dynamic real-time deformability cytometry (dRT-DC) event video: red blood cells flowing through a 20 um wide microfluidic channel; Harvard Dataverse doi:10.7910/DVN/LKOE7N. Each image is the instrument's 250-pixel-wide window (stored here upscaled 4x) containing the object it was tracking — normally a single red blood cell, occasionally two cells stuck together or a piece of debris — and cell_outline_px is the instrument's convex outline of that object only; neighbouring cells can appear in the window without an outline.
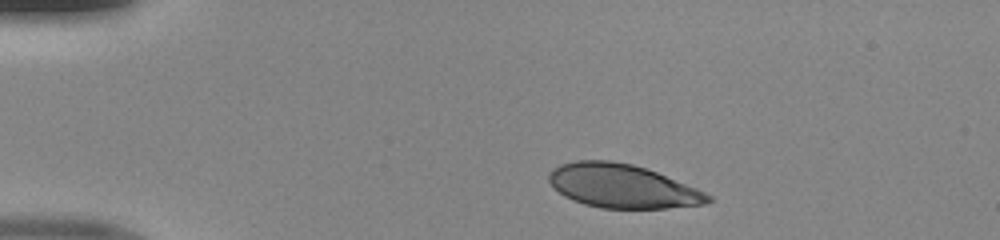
{"species": "human", "species_latin": "Homo sapiens", "temperature_condition": "room temperature", "stored_images_in_passage": 40, "camera_frame_rate_fps": 3000, "um_per_image_px": 0.085, "donor": {"sex": "male"}, "frame": {"image": 1, "passage_image": 1, "time_ms": 0.0, "image_size_px": [1000, 240], "cell_outline_px": [[712, 200], [704, 204], [668, 208], [600, 208], [584, 204], [572, 200], [564, 196], [552, 188], [548, 180], [548, 176], [552, 168], [560, 164], [576, 160], [612, 160], [632, 164], [656, 172], [696, 188], [712, 196]], "centroid_in_image_um": [52.84, 15.81], "position_along_channel_um": 32.2, "area_um2": 40.52}}
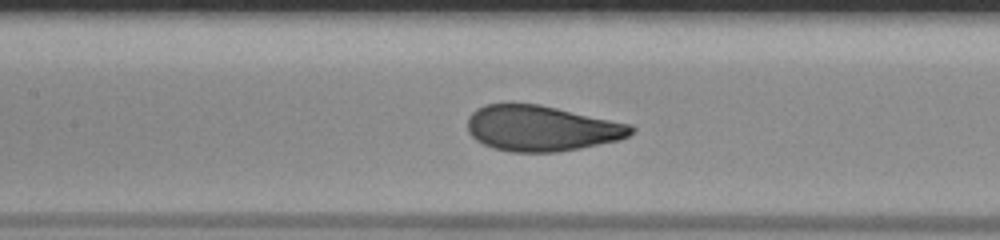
{"frame": {"image": 2, "passage_image": 15, "time_ms": 4.667, "image_size_px": [1000, 240], "cell_outline_px": [[636, 128], [628, 136], [620, 140], [580, 148], [556, 152], [512, 152], [492, 148], [476, 140], [468, 132], [468, 116], [476, 108], [484, 104], [540, 104], [632, 124]], "centroid_in_image_um": [46.03, 10.9], "position_along_channel_um": 161.4, "area_um2": 43.64}}
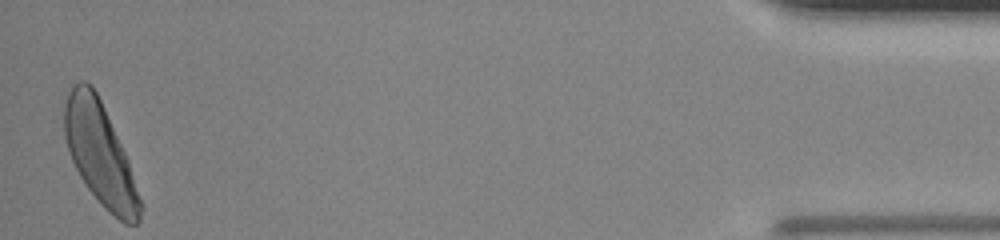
{"frame": {"image": 3, "passage_image": 40, "time_ms": 13.0, "image_size_px": [1000, 240], "cell_outline_px": [[144, 208], [140, 220], [136, 224], [124, 224], [104, 208], [88, 188], [80, 176], [68, 152], [64, 136], [64, 104], [68, 92], [72, 84], [80, 80], [84, 80], [92, 84], [104, 108], [128, 160]], "centroid_in_image_um": [8.5, 13.1], "position_along_channel_um": 426.7, "area_um2": 45.03}}